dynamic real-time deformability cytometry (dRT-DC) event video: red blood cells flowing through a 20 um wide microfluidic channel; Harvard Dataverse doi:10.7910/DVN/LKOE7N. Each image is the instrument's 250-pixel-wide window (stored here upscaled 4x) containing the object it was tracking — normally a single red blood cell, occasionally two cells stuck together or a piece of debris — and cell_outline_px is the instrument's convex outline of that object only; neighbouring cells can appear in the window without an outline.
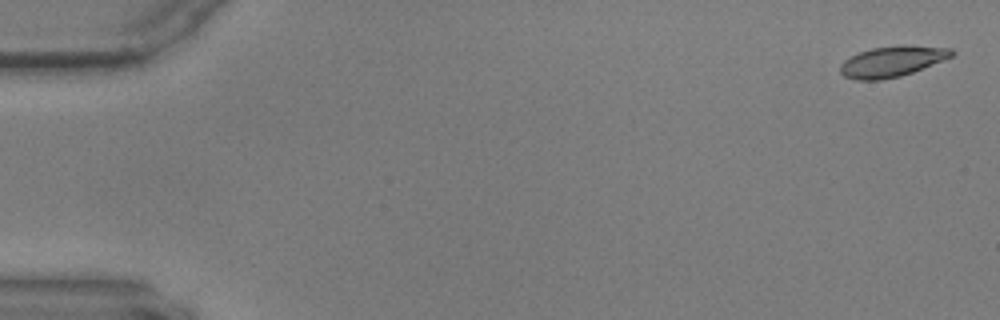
{"species": "common noctule bat (a hibernating species)", "species_latin": "Nyctalus noctula", "temperature_condition": "warm", "stored_images_in_passage": 59, "camera_frame_rate_fps": 3000, "um_per_image_px": 0.085, "animal": {"sex": "male", "body_mass_g": 17.9, "forearm_length_mm": 54.2}, "frame": {"image": 1, "passage_image": 2, "time_ms": 0.333, "image_size_px": [1000, 320], "cell_outline_px": [[956, 52], [952, 56], [912, 72], [900, 76], [880, 80], [856, 80], [844, 76], [840, 72], [840, 64], [844, 60], [860, 52], [872, 48], [904, 44], [908, 44], [952, 48]], "centroid_in_image_um": [75.84, 5.2], "position_along_channel_um": 9.2, "area_um2": 19.94}}
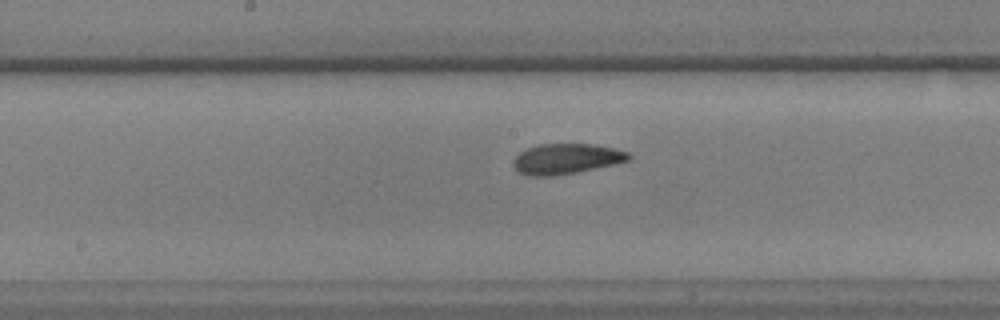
{"frame": {"image": 2, "passage_image": 31, "time_ms": 10.0, "image_size_px": [1000, 320], "cell_outline_px": [[632, 156], [628, 160], [612, 164], [576, 172], [552, 176], [528, 176], [520, 172], [512, 164], [512, 160], [520, 152], [536, 144], [592, 144], [616, 148], [628, 152]], "centroid_in_image_um": [48.11, 13.49], "position_along_channel_um": 200.1, "area_um2": 20.29}}
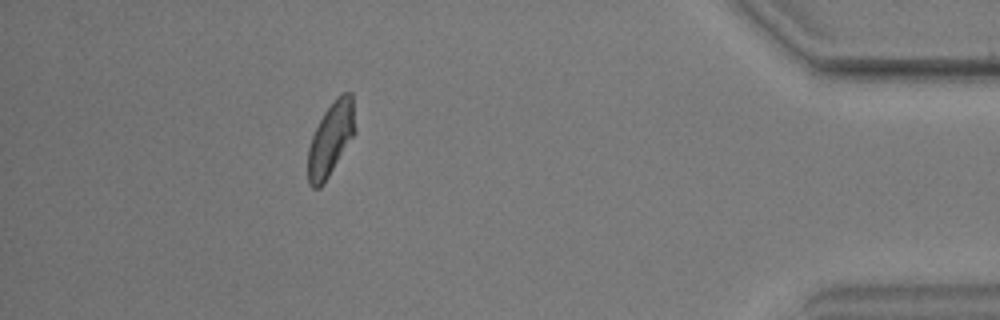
{"frame": {"image": 3, "passage_image": 53, "time_ms": 17.333, "image_size_px": [1000, 320], "cell_outline_px": [[356, 132], [324, 184], [320, 188], [312, 188], [308, 184], [308, 148], [312, 136], [324, 112], [336, 96], [340, 92], [352, 92]], "centroid_in_image_um": [28.12, 11.8], "position_along_channel_um": 407.1, "area_um2": 20.35}}